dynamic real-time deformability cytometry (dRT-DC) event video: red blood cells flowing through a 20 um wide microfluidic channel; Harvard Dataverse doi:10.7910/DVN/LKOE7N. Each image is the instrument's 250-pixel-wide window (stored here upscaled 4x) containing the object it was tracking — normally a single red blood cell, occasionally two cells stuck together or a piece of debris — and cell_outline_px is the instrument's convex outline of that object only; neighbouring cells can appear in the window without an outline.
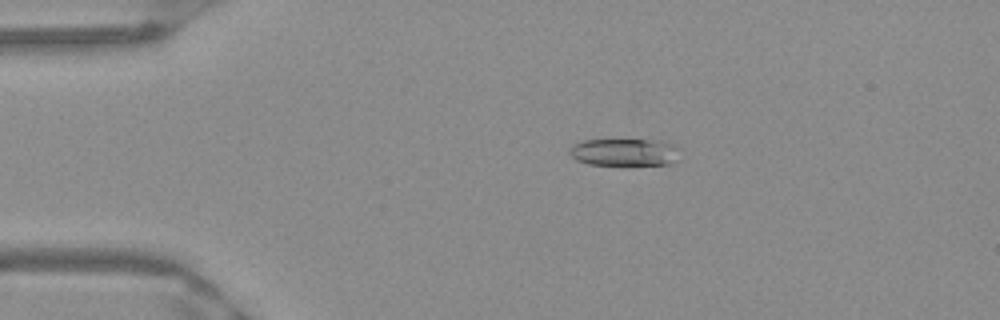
{"species": "Egyptian fruit bat (a non-hibernating species)", "species_latin": "Rousettus aegyptiacus", "temperature_condition": "warm", "stored_images_in_passage": 52, "camera_frame_rate_fps": 3000, "um_per_image_px": 0.085, "frame": {"image": 1, "passage_image": 11, "time_ms": 3.333, "image_size_px": [1000, 320], "cell_outline_px": [[680, 148], [668, 164], [588, 164], [576, 160], [568, 152], [568, 148], [572, 144], [584, 140], [648, 140], [672, 144]], "centroid_in_image_um": [52.95, 12.92], "position_along_channel_um": 32.1, "area_um2": 17.05}}
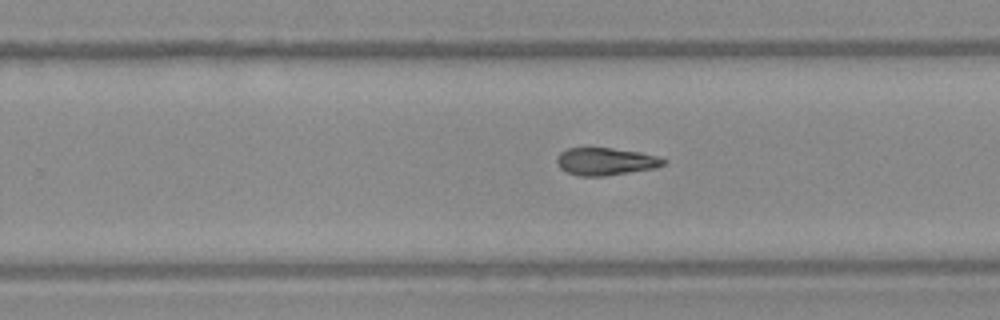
{"frame": {"image": 2, "passage_image": 33, "time_ms": 10.667, "image_size_px": [1000, 320], "cell_outline_px": [[668, 160], [664, 164], [656, 168], [604, 176], [580, 176], [568, 172], [560, 168], [556, 160], [556, 156], [560, 152], [568, 148], [612, 148], [640, 152], [656, 156]], "centroid_in_image_um": [51.48, 13.72], "position_along_channel_um": 278.3, "area_um2": 17.05}}
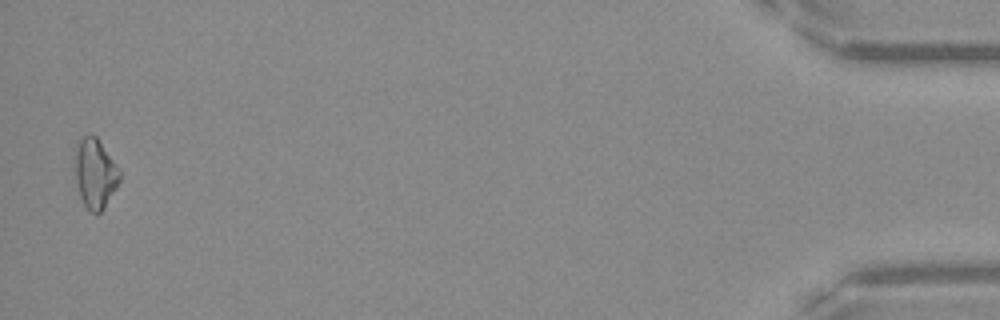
{"frame": {"image": 3, "passage_image": 51, "time_ms": 16.667, "image_size_px": [1000, 320], "cell_outline_px": [[120, 180], [116, 188], [104, 208], [96, 216], [84, 204], [80, 196], [76, 180], [76, 152], [80, 136], [88, 132], [92, 132], [96, 136], [120, 172]], "centroid_in_image_um": [8.08, 14.73], "position_along_channel_um": 427.1, "area_um2": 17.86}}